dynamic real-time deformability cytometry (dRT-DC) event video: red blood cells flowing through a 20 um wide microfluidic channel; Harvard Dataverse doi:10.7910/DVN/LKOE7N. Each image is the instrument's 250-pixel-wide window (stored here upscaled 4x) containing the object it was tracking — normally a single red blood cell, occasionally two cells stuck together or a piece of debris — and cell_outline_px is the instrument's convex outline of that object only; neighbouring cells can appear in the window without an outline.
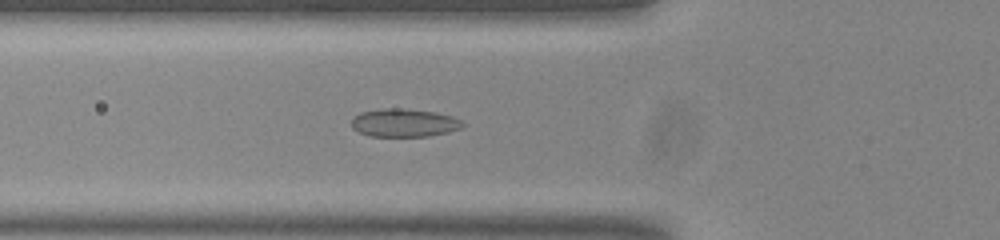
{"species": "common noctule bat (a hibernating species)", "species_latin": "Nyctalus noctula", "temperature_condition": "room temperature", "stored_images_in_passage": 40, "camera_frame_rate_fps": 3000, "um_per_image_px": 0.085, "animal": {"sex": "male", "body_mass_g": 20.0, "forearm_length_mm": 53.3}, "frame": {"image": 1, "passage_image": 5, "time_ms": 1.333, "image_size_px": [1000, 240], "cell_outline_px": [[464, 124], [460, 128], [448, 132], [428, 136], [368, 136], [352, 128], [352, 116], [360, 112], [384, 108], [404, 108], [436, 112], [452, 116], [460, 120]], "centroid_in_image_um": [34.32, 10.43], "position_along_channel_um": 91.5, "area_um2": 18.26}}
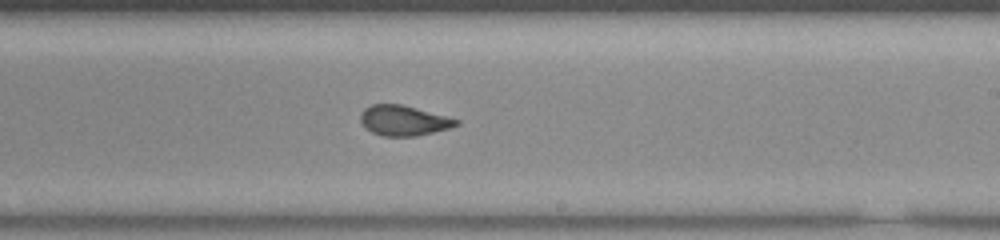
{"frame": {"image": 2, "passage_image": 18, "time_ms": 5.667, "image_size_px": [1000, 240], "cell_outline_px": [[460, 124], [448, 128], [416, 136], [384, 136], [372, 132], [364, 128], [360, 120], [360, 112], [364, 108], [372, 104], [400, 104], [416, 108], [460, 120]], "centroid_in_image_um": [34.26, 10.24], "position_along_channel_um": 254.7, "area_um2": 16.76}}
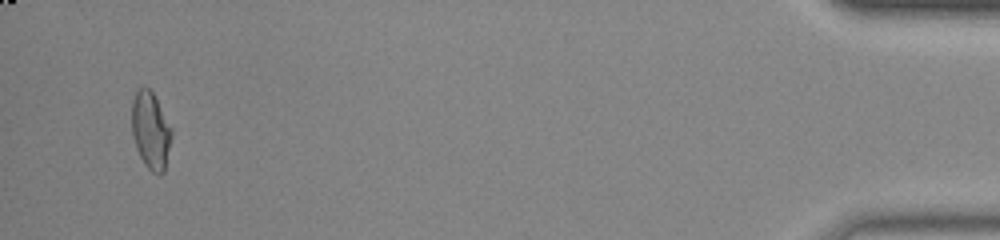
{"frame": {"image": 3, "passage_image": 38, "time_ms": 12.333, "image_size_px": [1000, 240], "cell_outline_px": [[172, 136], [164, 172], [160, 176], [152, 172], [144, 164], [136, 148], [132, 136], [132, 100], [136, 92], [140, 88], [148, 88], [152, 92], [172, 128]], "centroid_in_image_um": [12.81, 11.13], "position_along_channel_um": 422.4, "area_um2": 17.86}, "authors_computed_cell_mechanics": {"area_um2": 17.2533, "velocity_mm_per_s": 3.7631, "shape_relaxation_time_tau1_ms": null, "shape_relaxation_time_tau2_ms": 1.0037, "deformation_change_tau1": null, "deformation_change_tau2": 0.0693}}